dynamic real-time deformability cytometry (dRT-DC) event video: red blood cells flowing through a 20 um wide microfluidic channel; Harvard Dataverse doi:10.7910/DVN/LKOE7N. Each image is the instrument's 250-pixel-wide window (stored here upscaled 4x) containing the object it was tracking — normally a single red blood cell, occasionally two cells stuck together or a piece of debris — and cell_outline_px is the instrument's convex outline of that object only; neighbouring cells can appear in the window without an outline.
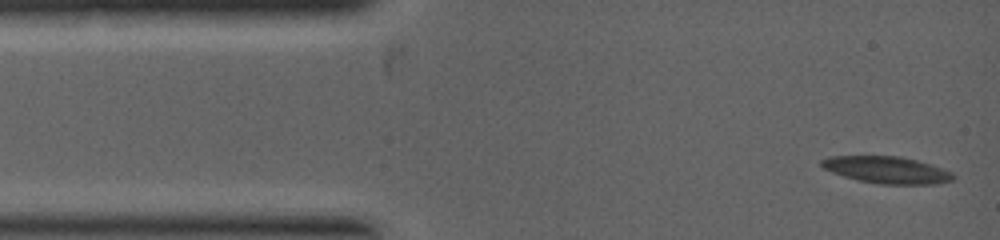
{"species": "common noctule bat (a hibernating species)", "species_latin": "Nyctalus noctula", "temperature_condition": "warm", "stored_images_in_passage": 11, "camera_frame_rate_fps": 5000, "um_per_image_px": 0.085, "animal": {"sex": "female", "body_mass_g": 19.0, "forearm_length_mm": 53.3}, "frame": {"image": 1, "passage_image": 1, "time_ms": 0.0, "image_size_px": [1000, 240], "cell_outline_px": [[956, 176], [952, 180], [936, 184], [880, 184], [856, 180], [832, 172], [824, 168], [820, 164], [820, 160], [828, 156], [900, 156], [932, 164], [952, 172]], "centroid_in_image_um": [75.39, 14.44], "position_along_channel_um": 9.6, "area_um2": 20.75}}
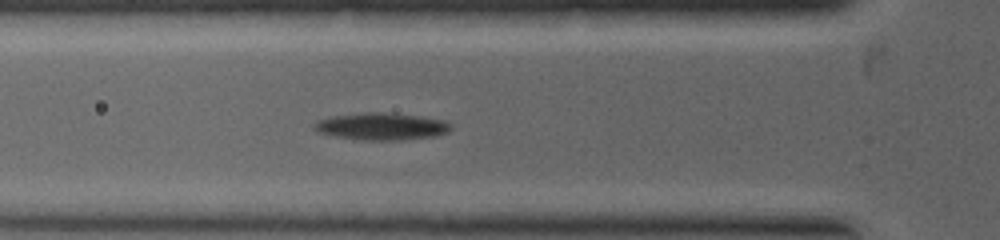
{"frame": {"image": 2, "passage_image": 7, "time_ms": 2.2, "image_size_px": [1000, 240], "cell_outline_px": [[452, 128], [448, 132], [436, 136], [400, 140], [368, 140], [336, 136], [316, 132], [312, 128], [312, 124], [316, 120], [328, 116], [364, 112], [384, 112], [420, 116], [448, 120], [452, 124]], "centroid_in_image_um": [32.42, 10.73], "position_along_channel_um": 93.4, "area_um2": 22.02}}
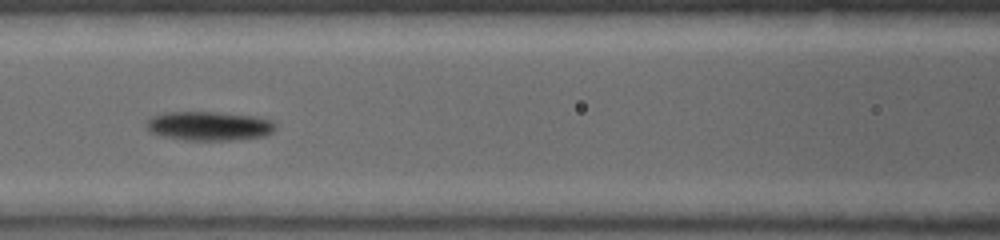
{"frame": {"image": 3, "passage_image": 10, "time_ms": 3.0, "image_size_px": [1000, 240], "cell_outline_px": [[276, 128], [272, 132], [264, 136], [228, 140], [188, 140], [164, 136], [148, 132], [148, 120], [152, 116], [164, 112], [216, 112], [256, 116], [272, 120], [276, 124]], "centroid_in_image_um": [17.8, 10.7], "position_along_channel_um": 148.8, "area_um2": 21.79}}